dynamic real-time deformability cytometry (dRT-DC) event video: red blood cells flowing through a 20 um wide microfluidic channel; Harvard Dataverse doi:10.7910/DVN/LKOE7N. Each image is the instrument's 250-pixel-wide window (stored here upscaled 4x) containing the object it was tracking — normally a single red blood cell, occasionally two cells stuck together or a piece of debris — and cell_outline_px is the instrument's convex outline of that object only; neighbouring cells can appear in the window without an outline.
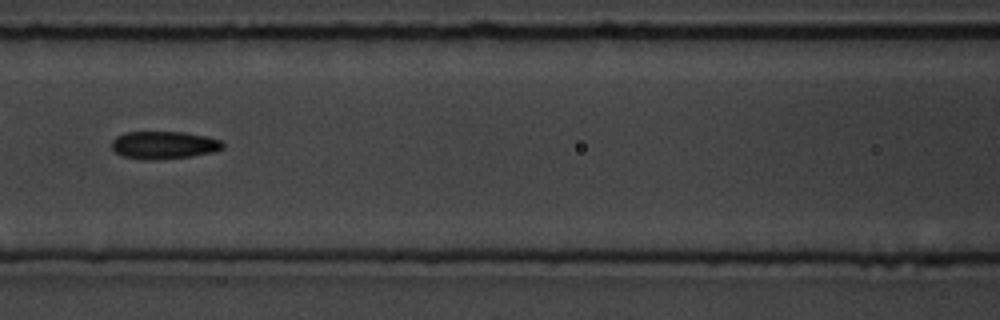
{"species": "common noctule bat (a hibernating species)", "species_latin": "Nyctalus noctula", "temperature_condition": "room temperature", "stored_images_in_passage": 54, "camera_frame_rate_fps": 3000, "um_per_image_px": 0.085, "animal": {"sex": "male", "body_mass_g": 19.5, "forearm_length_mm": 54.6}, "frame": {"image": 1, "passage_image": 24, "time_ms": 7.667, "image_size_px": [1000, 320], "cell_outline_px": [[224, 148], [216, 152], [192, 156], [152, 160], [144, 160], [120, 156], [112, 148], [112, 140], [116, 136], [124, 132], [184, 132], [208, 136], [220, 140], [224, 144]], "centroid_in_image_um": [13.94, 12.33], "position_along_channel_um": 152.7, "area_um2": 18.21}}
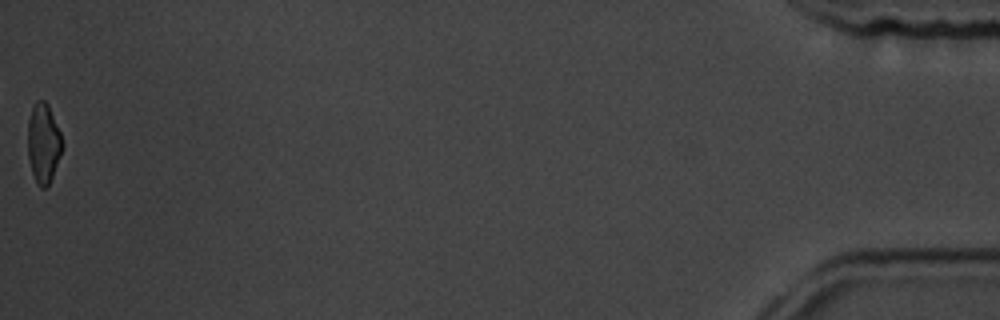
{"frame": {"image": 2, "passage_image": 54, "time_ms": 17.667, "image_size_px": [1000, 320], "cell_outline_px": [[64, 148], [52, 176], [48, 184], [44, 188], [40, 188], [36, 184], [32, 172], [28, 156], [28, 120], [32, 108], [36, 100], [44, 100], [48, 104], [60, 132], [64, 144]], "centroid_in_image_um": [3.7, 12.17], "position_along_channel_um": 431.5, "area_um2": 16.07}, "authors_computed_cell_mechanics": {"area_um2": 17.34, "velocity_mm_per_s": 3.7967, "shape_relaxation_time_tau1_ms": 3.5438, "shape_relaxation_time_tau2_ms": null, "deformation_change_tau1": 0.1343, "deformation_change_tau2": null}}